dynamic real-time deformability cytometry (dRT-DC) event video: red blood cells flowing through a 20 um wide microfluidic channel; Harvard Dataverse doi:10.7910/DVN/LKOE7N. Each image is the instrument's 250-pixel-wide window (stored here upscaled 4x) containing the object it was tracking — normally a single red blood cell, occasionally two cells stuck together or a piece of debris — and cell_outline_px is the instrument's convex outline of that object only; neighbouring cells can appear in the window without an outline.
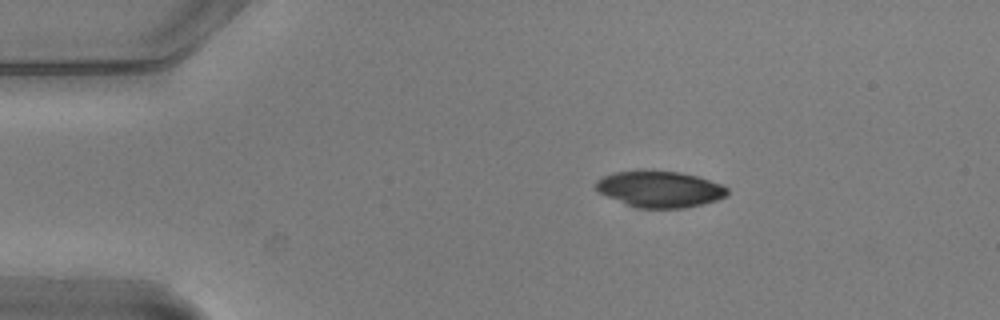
{"species": "common noctule bat (a hibernating species)", "species_latin": "Nyctalus noctula", "temperature_condition": "warm", "stored_images_in_passage": 2, "camera_frame_rate_fps": 3000, "um_per_image_px": 0.085, "animal": {"sex": "male", "body_mass_g": 20.5, "forearm_length_mm": 52.5}, "frame": {"image": 1, "passage_image": 2, "time_ms": 0.333, "image_size_px": [1000, 320], "cell_outline_px": [[728, 192], [724, 196], [716, 200], [684, 208], [636, 208], [596, 192], [596, 180], [612, 172], [636, 168], [676, 172], [696, 176], [720, 184], [728, 188]], "centroid_in_image_um": [55.99, 16.05], "position_along_channel_um": 29.0, "area_um2": 28.09}}